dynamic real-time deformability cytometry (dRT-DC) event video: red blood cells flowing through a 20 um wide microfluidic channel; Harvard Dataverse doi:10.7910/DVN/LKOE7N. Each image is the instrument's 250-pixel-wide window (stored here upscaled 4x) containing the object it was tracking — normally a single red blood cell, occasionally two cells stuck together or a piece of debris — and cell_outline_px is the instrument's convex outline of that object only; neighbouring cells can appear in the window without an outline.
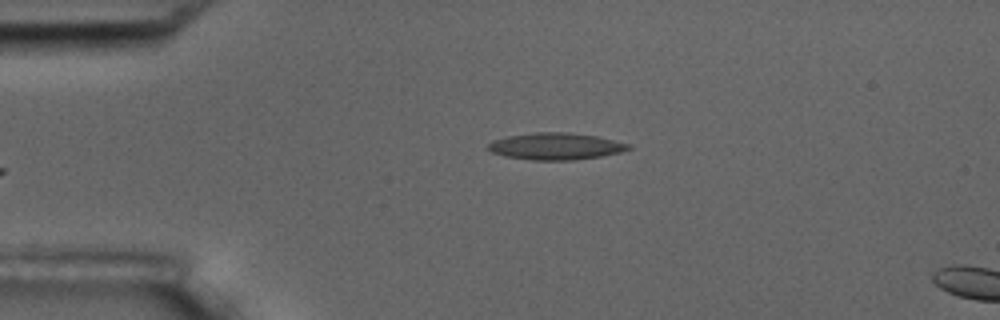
{"species": "common noctule bat (a hibernating species)", "species_latin": "Nyctalus noctula", "temperature_condition": "room temperature", "stored_images_in_passage": 3, "camera_frame_rate_fps": 3000, "um_per_image_px": 0.085, "animal": {"sex": "male", "body_mass_g": 17.5, "forearm_length_mm": 52.3}, "frame": {"image": 1, "passage_image": 3, "time_ms": 2.0, "image_size_px": [1000, 320], "cell_outline_px": [[632, 148], [620, 152], [600, 156], [572, 160], [532, 160], [504, 156], [492, 152], [488, 148], [488, 144], [492, 140], [508, 136], [536, 132], [568, 132], [596, 136], [632, 144]], "centroid_in_image_um": [47.24, 12.43], "position_along_channel_um": 37.8, "area_um2": 21.91}}